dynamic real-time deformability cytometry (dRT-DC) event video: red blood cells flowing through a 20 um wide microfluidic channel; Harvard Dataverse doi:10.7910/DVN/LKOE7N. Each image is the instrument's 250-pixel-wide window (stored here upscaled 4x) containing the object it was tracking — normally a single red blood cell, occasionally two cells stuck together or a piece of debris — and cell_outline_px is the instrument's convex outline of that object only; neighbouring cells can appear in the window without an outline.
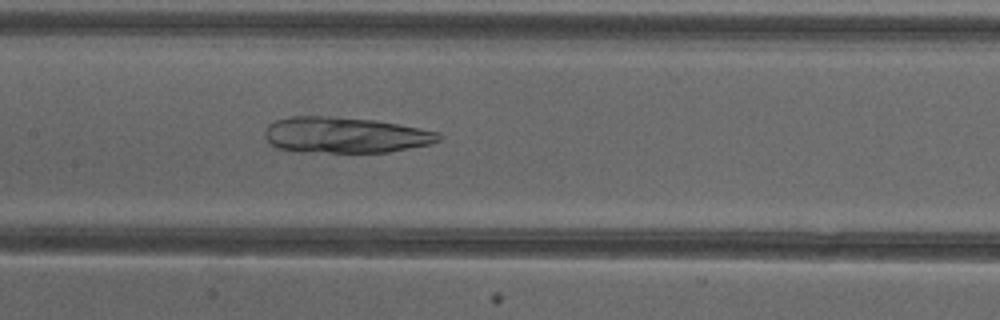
{"species": "common noctule bat (a hibernating species)", "species_latin": "Nyctalus noctula", "temperature_condition": "cold", "stored_images_in_passage": 35, "camera_frame_rate_fps": 3000, "um_per_image_px": 0.085, "animal": {"sex": "female"}, "frame": {"image": 1, "passage_image": 9, "time_ms": 2.667, "image_size_px": [1000, 320], "cell_outline_px": [[444, 136], [440, 140], [432, 144], [388, 152], [292, 152], [276, 148], [264, 136], [264, 128], [268, 124], [276, 120], [288, 116], [332, 116], [376, 120], [420, 128], [440, 132]], "centroid_in_image_um": [29.32, 11.48], "position_along_channel_um": 178.1, "area_um2": 36.93}}
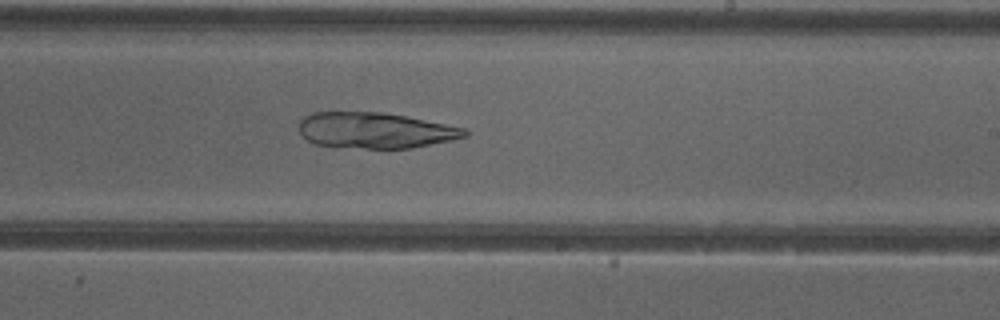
{"frame": {"image": 2, "passage_image": 15, "time_ms": 4.667, "image_size_px": [1000, 320], "cell_outline_px": [[468, 136], [452, 140], [412, 148], [332, 148], [316, 144], [308, 140], [300, 132], [300, 120], [304, 116], [312, 112], [380, 112], [408, 116], [468, 128]], "centroid_in_image_um": [31.92, 11.09], "position_along_channel_um": 257.1, "area_um2": 35.08}}
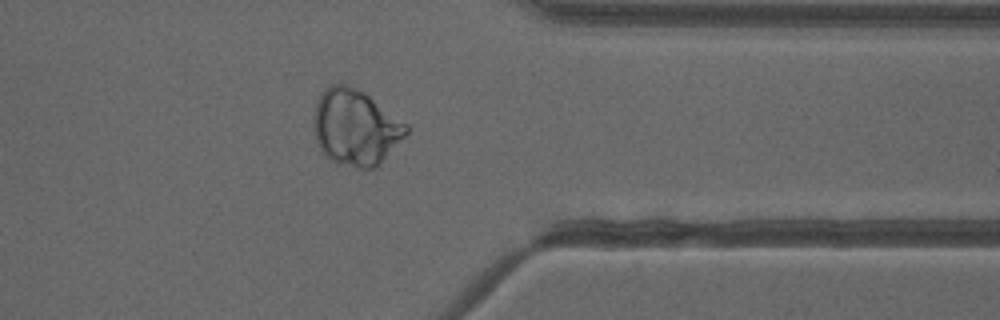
{"frame": {"image": 3, "passage_image": 25, "time_ms": 8.0, "image_size_px": [1000, 320], "cell_outline_px": [[408, 132], [380, 164], [376, 168], [356, 168], [336, 164], [324, 156], [316, 140], [312, 124], [312, 116], [320, 92], [328, 84], [348, 84], [364, 92], [408, 124]], "centroid_in_image_um": [30.18, 10.82], "position_along_channel_um": 381.2, "area_um2": 41.5}}